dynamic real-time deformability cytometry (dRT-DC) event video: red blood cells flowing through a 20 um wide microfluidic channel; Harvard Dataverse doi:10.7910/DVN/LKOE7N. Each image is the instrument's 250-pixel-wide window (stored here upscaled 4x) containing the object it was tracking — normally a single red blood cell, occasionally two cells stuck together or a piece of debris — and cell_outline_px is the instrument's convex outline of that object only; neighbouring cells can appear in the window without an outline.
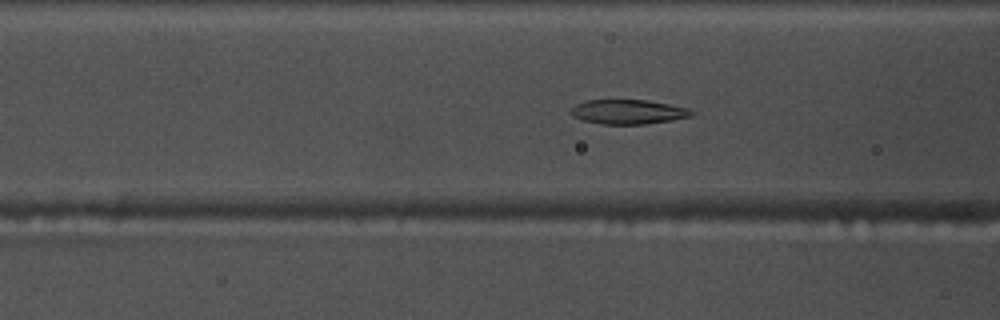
{"species": "common noctule bat (a hibernating species)", "species_latin": "Nyctalus noctula", "temperature_condition": "warm", "stored_images_in_passage": 56, "segment_of_instrument_passage": [1, 2], "camera_frame_rate_fps": 3000, "um_per_image_px": 0.085, "animal": {"sex": "male", "body_mass_g": 17.5, "forearm_length_mm": 52.3}, "frame": {"image": 1, "passage_image": 21, "time_ms": 6.667, "image_size_px": [1000, 320], "cell_outline_px": [[696, 112], [692, 116], [672, 120], [644, 124], [600, 124], [584, 120], [572, 116], [568, 112], [576, 104], [588, 100], [648, 100], [688, 108]], "centroid_in_image_um": [53.4, 9.51], "position_along_channel_um": 113.2, "area_um2": 17.22}}
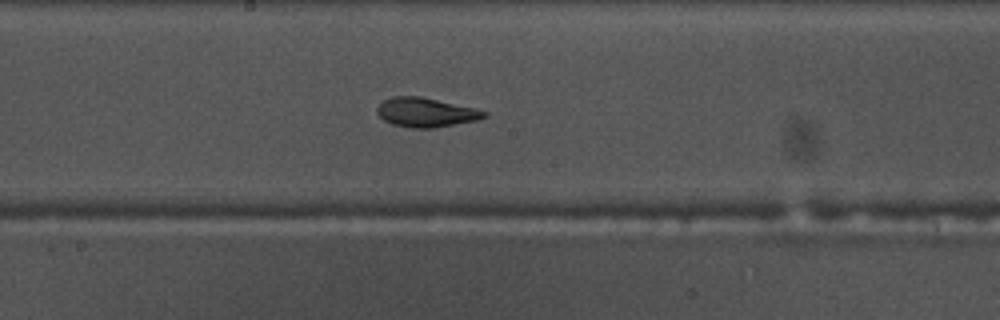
{"frame": {"image": 2, "passage_image": 29, "time_ms": 9.333, "image_size_px": [1000, 320], "cell_outline_px": [[488, 116], [476, 120], [436, 128], [412, 128], [392, 124], [384, 120], [376, 112], [376, 108], [384, 100], [392, 96], [420, 96], [476, 108], [488, 112]], "centroid_in_image_um": [36.21, 9.55], "position_along_channel_um": 212.0, "area_um2": 18.32}}
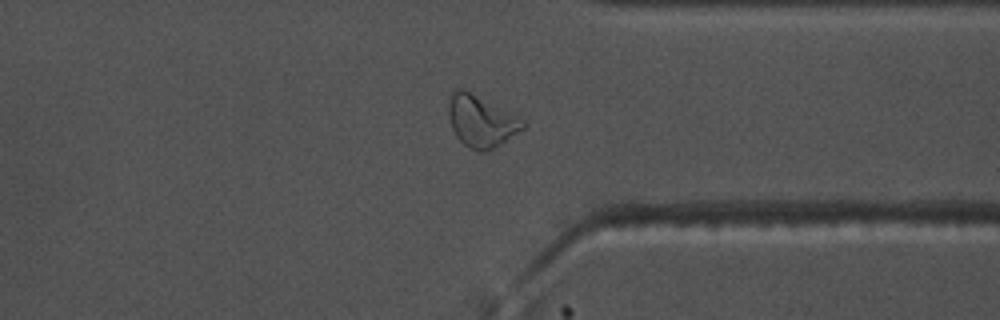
{"frame": {"image": 3, "passage_image": 42, "time_ms": 13.667, "image_size_px": [1000, 320], "cell_outline_px": [[524, 128], [492, 148], [484, 152], [480, 152], [464, 144], [456, 136], [452, 128], [448, 112], [448, 104], [452, 92], [456, 88], [464, 88], [524, 120]], "centroid_in_image_um": [40.85, 10.27], "position_along_channel_um": 370.6, "area_um2": 21.85}}